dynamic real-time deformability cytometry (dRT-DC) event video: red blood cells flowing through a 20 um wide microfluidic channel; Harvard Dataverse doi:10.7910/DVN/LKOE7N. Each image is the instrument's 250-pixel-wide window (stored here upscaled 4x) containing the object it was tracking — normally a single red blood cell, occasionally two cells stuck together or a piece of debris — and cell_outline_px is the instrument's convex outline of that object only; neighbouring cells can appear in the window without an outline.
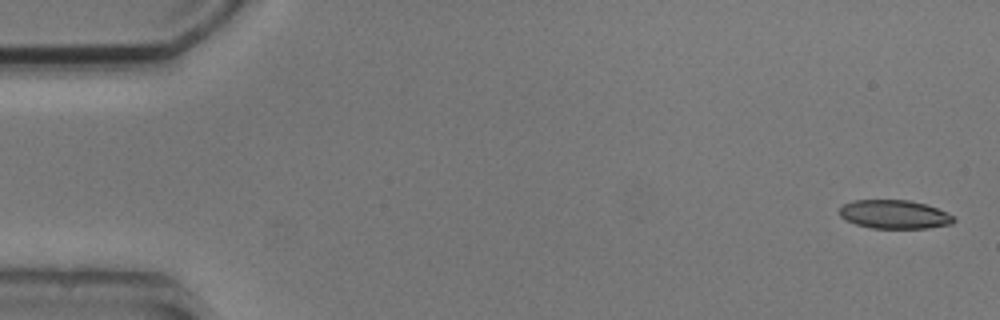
{"species": "common noctule bat (a hibernating species)", "species_latin": "Nyctalus noctula", "temperature_condition": "cold", "stored_images_in_passage": 8, "camera_frame_rate_fps": 3000, "um_per_image_px": 0.085, "animal": {"sex": "male", "body_mass_g": 20.5, "forearm_length_mm": 52.5}, "frame": {"image": 1, "passage_image": 1, "time_ms": 0.0, "image_size_px": [1000, 320], "cell_outline_px": [[956, 220], [952, 224], [928, 228], [872, 228], [856, 224], [844, 220], [840, 216], [840, 208], [844, 204], [852, 200], [908, 200], [924, 204], [936, 208], [956, 216]], "centroid_in_image_um": [76.03, 18.23], "position_along_channel_um": 9.0, "area_um2": 19.13}}
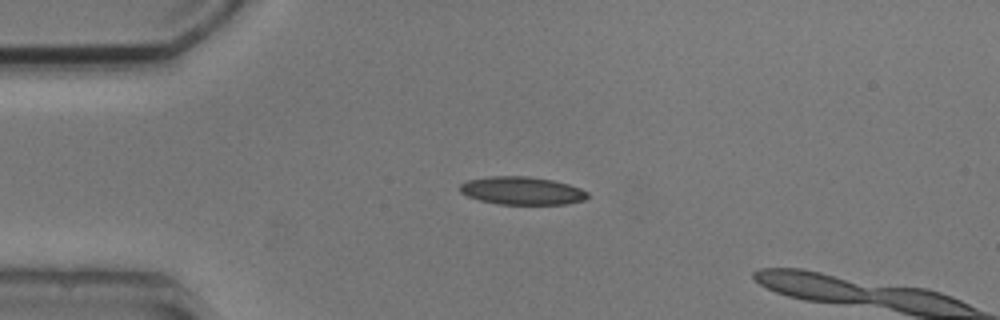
{"frame": {"image": 2, "passage_image": 4, "time_ms": 3.667, "image_size_px": [1000, 320], "cell_outline_px": [[588, 196], [584, 200], [568, 204], [496, 204], [480, 200], [468, 196], [460, 192], [460, 184], [468, 180], [488, 176], [528, 176], [552, 180], [568, 184], [580, 188], [588, 192]], "centroid_in_image_um": [44.36, 16.21], "position_along_channel_um": 40.6, "area_um2": 20.81}}